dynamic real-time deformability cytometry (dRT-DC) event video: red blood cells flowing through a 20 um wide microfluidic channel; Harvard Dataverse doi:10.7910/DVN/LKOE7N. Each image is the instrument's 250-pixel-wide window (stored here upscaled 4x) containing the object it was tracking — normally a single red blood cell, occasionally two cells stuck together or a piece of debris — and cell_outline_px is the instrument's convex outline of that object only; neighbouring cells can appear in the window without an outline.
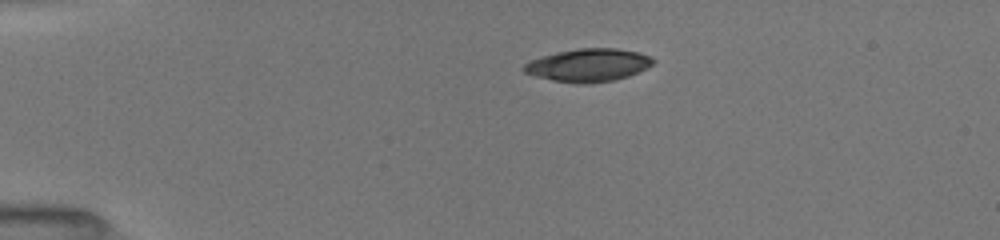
{"species": "common noctule bat (a hibernating species)", "species_latin": "Nyctalus noctula", "temperature_condition": "room temperature", "stored_images_in_passage": 41, "camera_frame_rate_fps": 3000, "um_per_image_px": 0.085, "animal": {"sex": "female", "body_mass_g": 19.5, "forearm_length_mm": 54.1}, "frame": {"image": 1, "passage_image": 1, "time_ms": 0.0, "image_size_px": [1000, 240], "cell_outline_px": [[656, 60], [652, 64], [628, 76], [616, 80], [588, 84], [576, 84], [552, 80], [536, 76], [524, 72], [520, 68], [524, 64], [540, 56], [556, 52], [580, 48], [616, 48], [640, 52], [652, 56]], "centroid_in_image_um": [50.0, 5.54], "position_along_channel_um": 35.0, "area_um2": 24.97}}
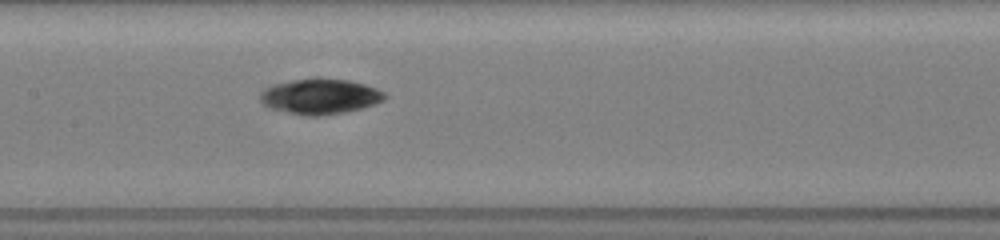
{"frame": {"image": 2, "passage_image": 16, "time_ms": 5.0, "image_size_px": [1000, 240], "cell_outline_px": [[388, 96], [384, 100], [360, 108], [344, 112], [316, 116], [308, 116], [288, 112], [272, 108], [264, 104], [260, 100], [260, 92], [264, 88], [272, 84], [292, 80], [316, 76], [320, 76], [348, 80], [364, 84], [376, 88], [384, 92]], "centroid_in_image_um": [27.19, 8.16], "position_along_channel_um": 180.2, "area_um2": 25.84}}
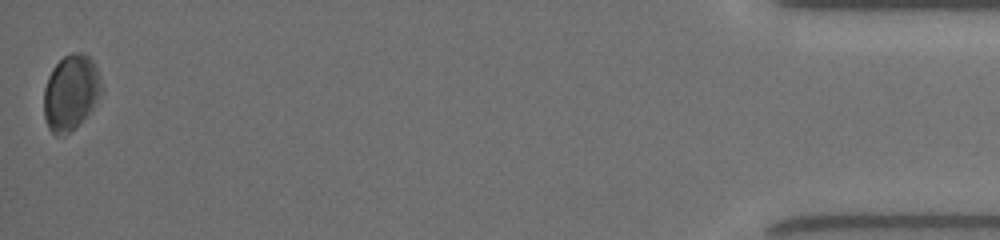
{"frame": {"image": 3, "passage_image": 41, "time_ms": 13.333, "image_size_px": [1000, 240], "cell_outline_px": [[100, 92], [88, 116], [64, 136], [56, 136], [48, 128], [44, 116], [44, 88], [48, 76], [52, 68], [64, 56], [72, 52], [84, 52], [92, 60], [100, 76]], "centroid_in_image_um": [5.99, 7.87], "position_along_channel_um": 429.2, "area_um2": 25.26}, "authors_computed_cell_mechanics": {"area_um2": 24.276, "velocity_mm_per_s": 4.0008, "shape_relaxation_time_tau1_ms": 3.0114, "shape_relaxation_time_tau2_ms": null, "deformation_change_tau1": 0.125, "deformation_change_tau2": null}}